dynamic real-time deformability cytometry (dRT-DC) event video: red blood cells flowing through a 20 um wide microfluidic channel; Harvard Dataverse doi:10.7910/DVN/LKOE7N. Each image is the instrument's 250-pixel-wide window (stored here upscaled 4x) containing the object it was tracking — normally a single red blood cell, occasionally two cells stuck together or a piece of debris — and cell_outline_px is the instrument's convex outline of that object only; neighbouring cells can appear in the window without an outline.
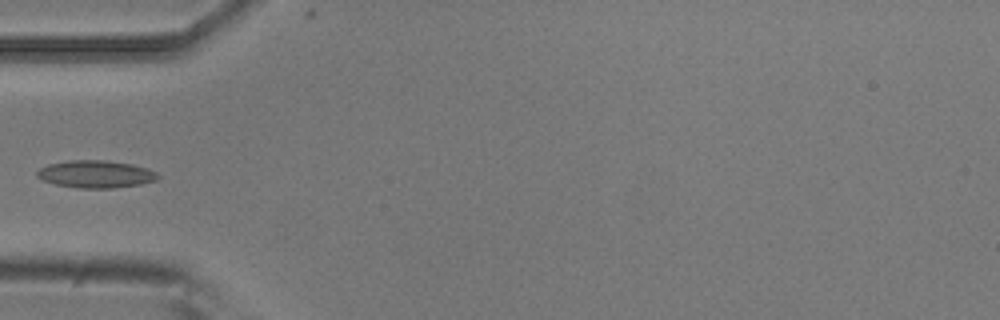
{"species": "common noctule bat (a hibernating species)", "species_latin": "Nyctalus noctula", "temperature_condition": "room temperature", "stored_images_in_passage": 6, "camera_frame_rate_fps": 3000, "um_per_image_px": 0.085, "animal": {"sex": "male", "body_mass_g": 20.5, "forearm_length_mm": 52.5}, "frame": {"image": 1, "passage_image": 5, "time_ms": 1.333, "image_size_px": [1000, 320], "cell_outline_px": [[160, 176], [156, 180], [140, 184], [112, 188], [76, 188], [56, 184], [44, 180], [36, 176], [36, 172], [40, 168], [48, 164], [68, 160], [108, 160], [132, 164], [148, 168], [156, 172]], "centroid_in_image_um": [8.14, 14.79], "position_along_channel_um": 76.9, "area_um2": 19.36}}
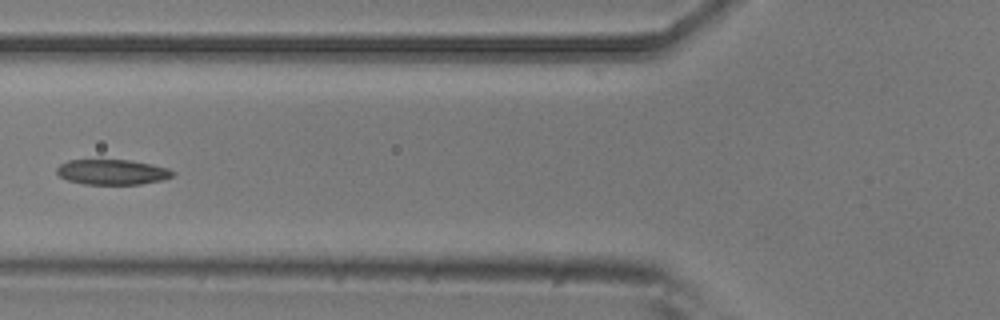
{"frame": {"image": 2, "passage_image": 6, "time_ms": 1.667, "image_size_px": [1000, 320], "cell_outline_px": [[176, 172], [172, 176], [160, 180], [140, 184], [84, 184], [68, 180], [60, 176], [56, 172], [56, 168], [60, 164], [68, 160], [132, 160], [152, 164], [168, 168]], "centroid_in_image_um": [9.54, 14.61], "position_along_channel_um": 116.3, "area_um2": 16.99}}